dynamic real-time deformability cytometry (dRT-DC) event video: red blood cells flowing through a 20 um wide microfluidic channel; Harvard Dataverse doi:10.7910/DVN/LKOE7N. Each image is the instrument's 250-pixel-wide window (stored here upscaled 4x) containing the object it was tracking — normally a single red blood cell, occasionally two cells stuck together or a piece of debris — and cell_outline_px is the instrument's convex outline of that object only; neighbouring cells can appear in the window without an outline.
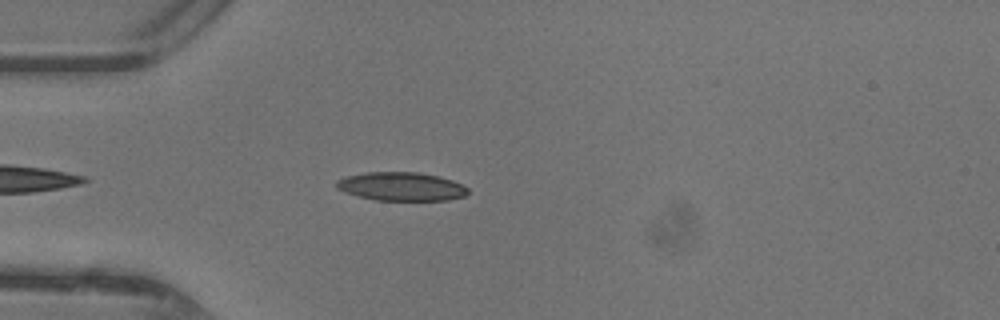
{"species": "common noctule bat (a hibernating species)", "species_latin": "Nyctalus noctula", "temperature_condition": "warm", "stored_images_in_passage": 36, "camera_frame_rate_fps": 3000, "um_per_image_px": 0.085, "animal": {"sex": "female"}, "frame": {"image": 1, "passage_image": 5, "time_ms": 1.333, "image_size_px": [1000, 320], "cell_outline_px": [[468, 192], [464, 196], [448, 200], [376, 200], [344, 192], [336, 188], [336, 180], [348, 176], [368, 172], [416, 172], [436, 176], [452, 180], [468, 188]], "centroid_in_image_um": [34.1, 15.85], "position_along_channel_um": 50.9, "area_um2": 21.62}}
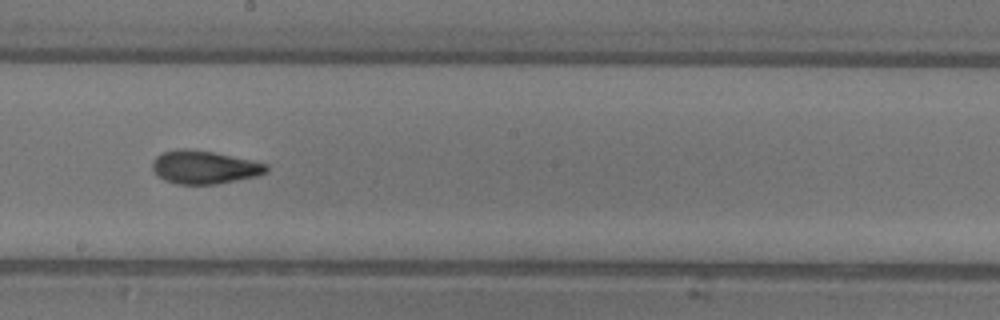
{"frame": {"image": 2, "passage_image": 18, "time_ms": 5.667, "image_size_px": [1000, 320], "cell_outline_px": [[268, 172], [256, 176], [216, 184], [176, 184], [164, 180], [156, 176], [152, 168], [152, 160], [156, 156], [164, 152], [180, 148], [184, 148], [212, 152], [252, 160], [268, 164]], "centroid_in_image_um": [17.34, 14.22], "position_along_channel_um": 230.9, "area_um2": 22.08}}
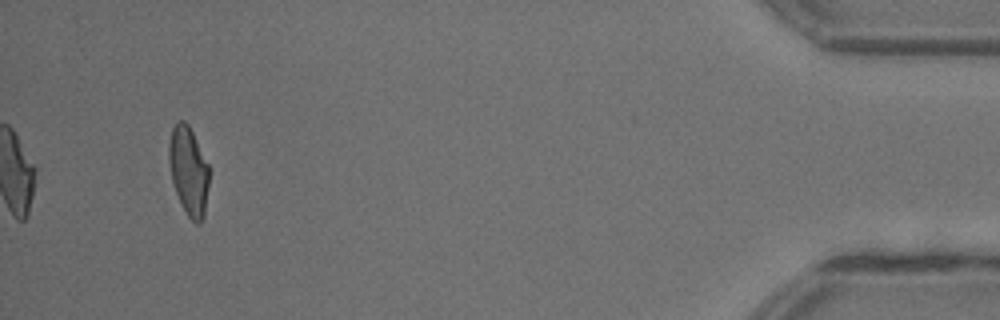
{"frame": {"image": 3, "passage_image": 36, "time_ms": 11.667, "image_size_px": [1000, 320], "cell_outline_px": [[208, 184], [204, 220], [200, 224], [196, 224], [188, 216], [176, 192], [172, 180], [168, 160], [168, 144], [172, 128], [176, 120], [184, 120], [188, 124], [208, 164]], "centroid_in_image_um": [16.02, 14.51], "position_along_channel_um": 419.2, "area_um2": 20.63}, "authors_computed_cell_mechanics": {"area_um2": 21.5305, "velocity_mm_per_s": 4.4176, "shape_relaxation_time_tau1_ms": 10.204, "shape_relaxation_time_tau2_ms": 1.4463, "deformation_change_tau1": 0.2789, "deformation_change_tau2": 0.0836}}